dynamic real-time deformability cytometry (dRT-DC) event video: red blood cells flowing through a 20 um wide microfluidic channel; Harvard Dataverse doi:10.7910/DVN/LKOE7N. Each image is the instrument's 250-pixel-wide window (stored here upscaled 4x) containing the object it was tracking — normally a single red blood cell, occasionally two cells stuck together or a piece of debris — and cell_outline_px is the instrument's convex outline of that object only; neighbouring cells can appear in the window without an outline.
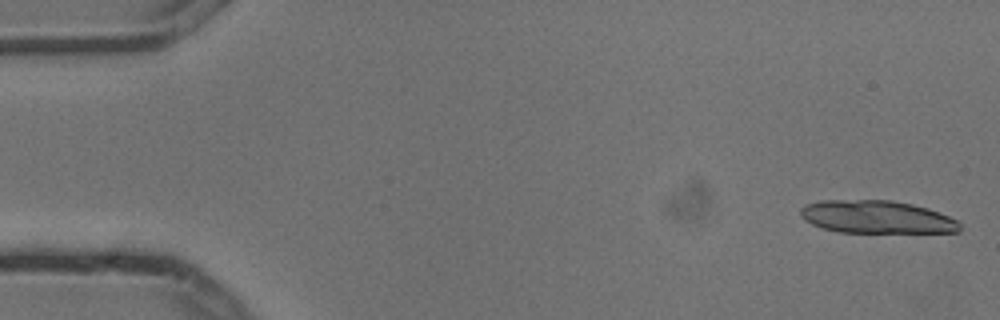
{"species": "common noctule bat (a hibernating species)", "species_latin": "Nyctalus noctula", "temperature_condition": "cold", "stored_images_in_passage": 4, "camera_frame_rate_fps": 3000, "um_per_image_px": 0.085, "animal": {"sex": "male", "body_mass_g": 13.3}, "frame": {"image": 1, "passage_image": 1, "time_ms": 0.0, "image_size_px": [1000, 320], "cell_outline_px": [[960, 232], [836, 232], [820, 228], [804, 220], [800, 216], [800, 208], [804, 204], [820, 200], [892, 200], [912, 204], [928, 208], [948, 216], [956, 220], [960, 224]], "centroid_in_image_um": [74.45, 18.44], "position_along_channel_um": 10.5, "area_um2": 30.63}}